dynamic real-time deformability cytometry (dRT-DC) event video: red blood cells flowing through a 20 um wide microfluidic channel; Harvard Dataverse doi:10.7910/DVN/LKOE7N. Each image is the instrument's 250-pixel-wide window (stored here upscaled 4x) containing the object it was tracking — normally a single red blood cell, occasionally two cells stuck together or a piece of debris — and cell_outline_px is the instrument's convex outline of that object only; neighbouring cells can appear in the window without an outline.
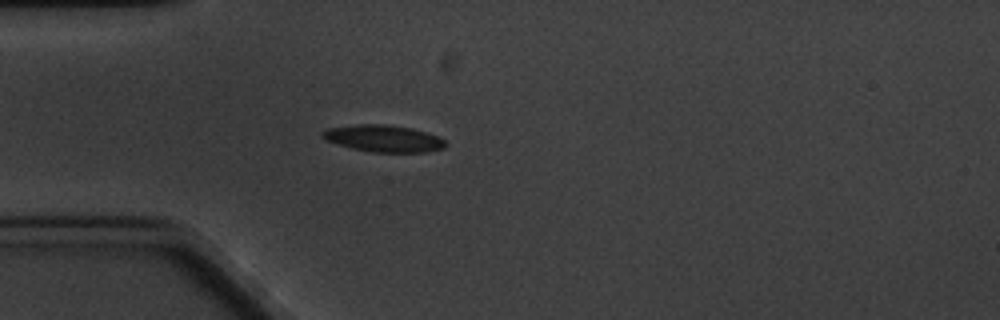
{"species": "common noctule bat (a hibernating species)", "species_latin": "Nyctalus noctula", "temperature_condition": "cold", "stored_images_in_passage": 5, "camera_frame_rate_fps": 3000, "um_per_image_px": 0.085, "animal": {"sex": "male", "body_mass_g": 20.1, "forearm_length_mm": 53.5}, "frame": {"image": 1, "passage_image": 5, "time_ms": 5.333, "image_size_px": [1000, 320], "cell_outline_px": [[444, 148], [424, 152], [372, 152], [352, 148], [328, 140], [320, 136], [320, 132], [328, 128], [360, 124], [384, 124], [412, 128], [436, 136], [444, 140]], "centroid_in_image_um": [32.57, 11.76], "position_along_channel_um": 52.4, "area_um2": 18.9}}